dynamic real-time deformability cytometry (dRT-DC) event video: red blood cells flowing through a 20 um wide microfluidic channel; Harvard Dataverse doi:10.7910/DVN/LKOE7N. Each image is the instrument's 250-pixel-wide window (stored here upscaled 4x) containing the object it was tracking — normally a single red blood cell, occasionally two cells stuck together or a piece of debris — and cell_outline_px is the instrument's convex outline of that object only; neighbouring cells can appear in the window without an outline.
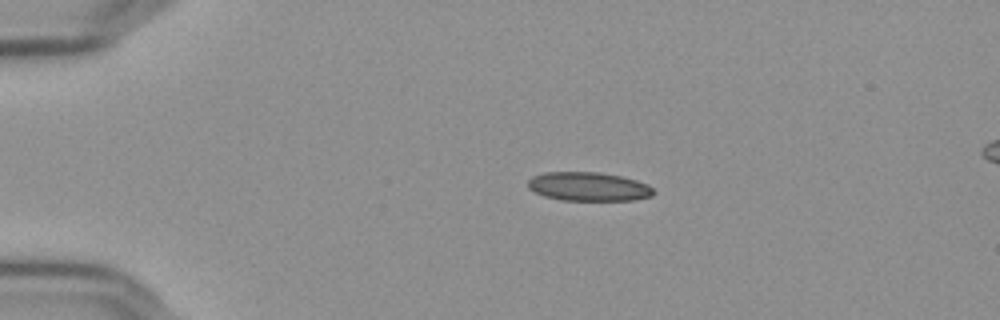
{"species": "Egyptian fruit bat (a non-hibernating species)", "species_latin": "Rousettus aegyptiacus", "temperature_condition": "cold", "stored_images_in_passage": 45, "camera_frame_rate_fps": 3000, "um_per_image_px": 0.085, "frame": {"image": 1, "passage_image": 1, "time_ms": 0.0, "image_size_px": [1000, 320], "cell_outline_px": [[656, 192], [652, 196], [636, 200], [560, 200], [544, 196], [528, 188], [528, 180], [532, 176], [544, 172], [600, 172], [620, 176], [636, 180], [648, 184]], "centroid_in_image_um": [50.03, 15.86], "position_along_channel_um": 35.0, "area_um2": 21.21}}
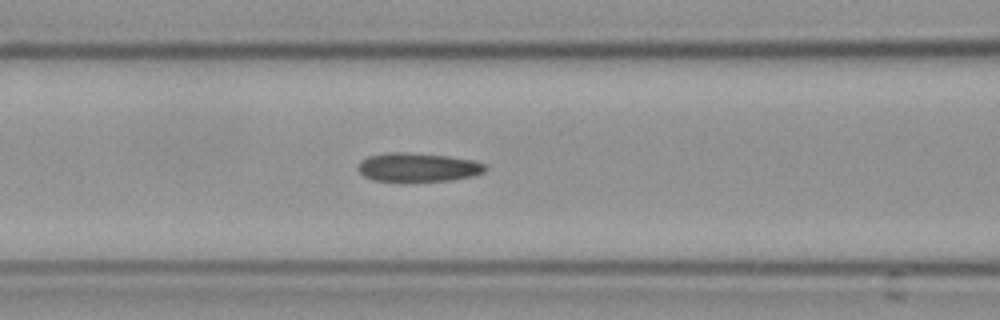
{"frame": {"image": 2, "passage_image": 13, "time_ms": 4.0, "image_size_px": [1000, 320], "cell_outline_px": [[488, 168], [484, 172], [472, 176], [452, 180], [400, 184], [376, 180], [364, 176], [356, 168], [360, 160], [368, 156], [388, 152], [404, 152], [448, 156], [472, 160], [484, 164]], "centroid_in_image_um": [35.48, 14.26], "position_along_channel_um": 131.1, "area_um2": 22.14}}
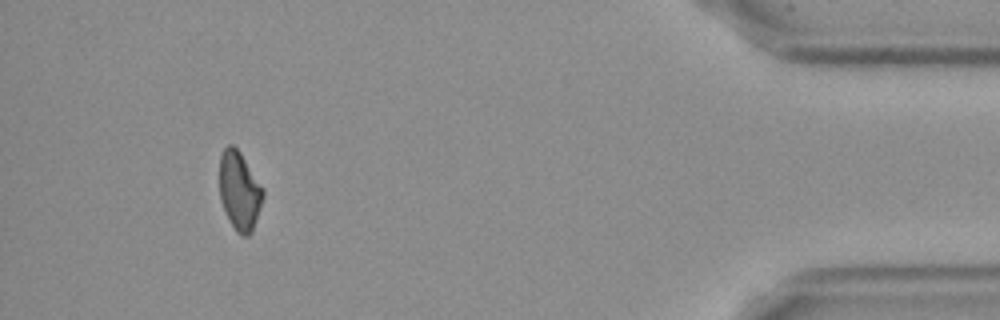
{"frame": {"image": 3, "passage_image": 41, "time_ms": 13.333, "image_size_px": [1000, 320], "cell_outline_px": [[264, 196], [252, 232], [248, 236], [240, 236], [236, 232], [228, 220], [220, 200], [220, 156], [224, 148], [228, 144], [232, 144], [240, 152], [264, 188]], "centroid_in_image_um": [20.36, 16.24], "position_along_channel_um": 414.8, "area_um2": 20.11}}